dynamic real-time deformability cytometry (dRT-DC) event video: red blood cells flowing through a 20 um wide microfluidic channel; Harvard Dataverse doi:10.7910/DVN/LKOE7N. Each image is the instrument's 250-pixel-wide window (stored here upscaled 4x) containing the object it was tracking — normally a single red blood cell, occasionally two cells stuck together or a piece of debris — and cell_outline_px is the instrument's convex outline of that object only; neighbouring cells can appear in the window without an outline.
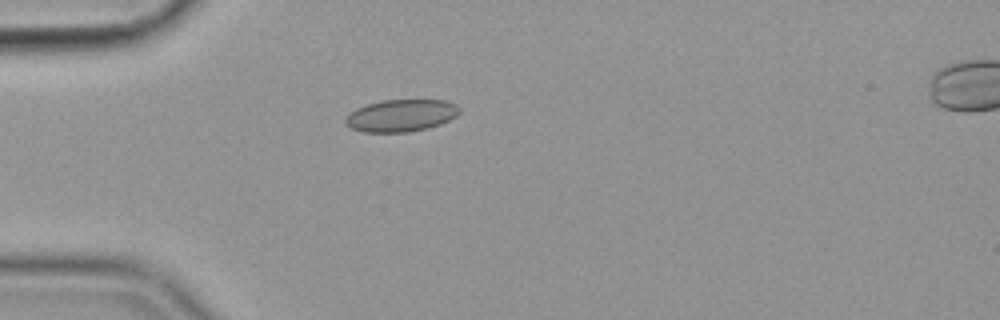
{"species": "common noctule bat (a hibernating species)", "species_latin": "Nyctalus noctula", "temperature_condition": "cold", "stored_images_in_passage": 42, "camera_frame_rate_fps": 3000, "um_per_image_px": 0.085, "animal": {"sex": "female", "body_mass_g": 19.9}, "frame": {"image": 1, "passage_image": 1, "time_ms": 0.0, "image_size_px": [1000, 320], "cell_outline_px": [[460, 112], [456, 116], [440, 124], [428, 128], [408, 132], [364, 132], [352, 128], [344, 124], [344, 120], [356, 108], [380, 100], [448, 100], [456, 104], [460, 108]], "centroid_in_image_um": [34.11, 9.81], "position_along_channel_um": 50.9, "area_um2": 21.39}}
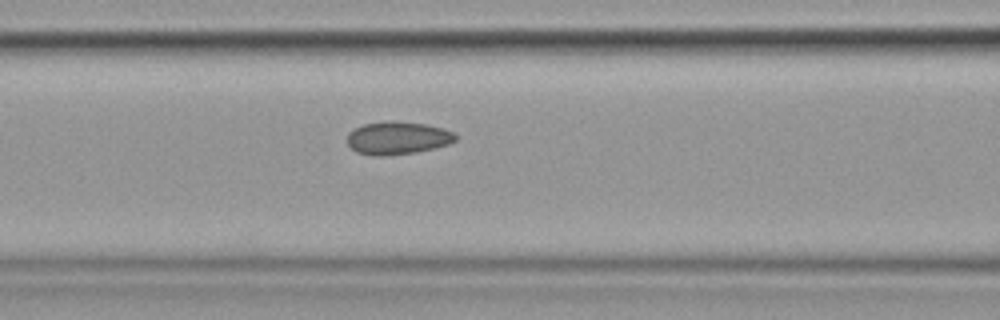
{"frame": {"image": 2, "passage_image": 9, "time_ms": 2.667, "image_size_px": [1000, 320], "cell_outline_px": [[456, 140], [448, 144], [416, 152], [376, 156], [356, 152], [348, 144], [348, 132], [364, 124], [388, 120], [396, 120], [424, 124], [444, 128], [452, 132], [456, 136]], "centroid_in_image_um": [33.78, 11.71], "position_along_channel_um": 132.8, "area_um2": 20.58}}
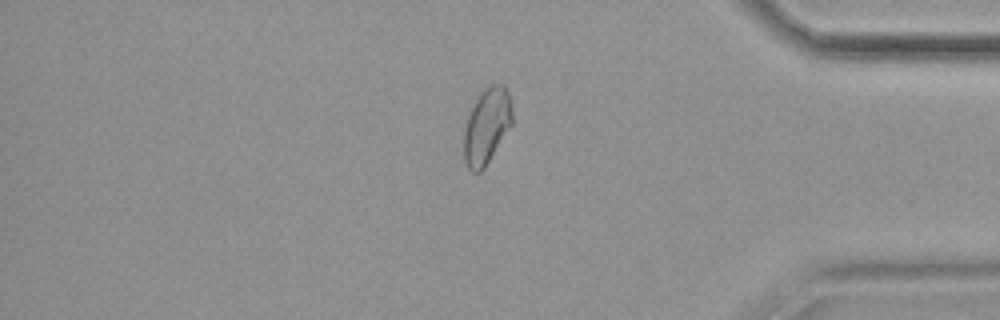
{"frame": {"image": 3, "passage_image": 33, "time_ms": 10.667, "image_size_px": [1000, 320], "cell_outline_px": [[512, 124], [484, 168], [480, 172], [472, 172], [468, 168], [464, 160], [464, 132], [468, 116], [480, 92], [484, 88], [492, 84], [504, 84], [508, 88], [512, 112]], "centroid_in_image_um": [41.38, 10.7], "position_along_channel_um": 393.8, "area_um2": 21.21}, "authors_computed_cell_mechanics": {"area_um2": 20.5768, "velocity_mm_per_s": 3.5572, "shape_relaxation_time_tau1_ms": null, "shape_relaxation_time_tau2_ms": 2.4546, "deformation_change_tau1": null, "deformation_change_tau2": 0.0457}}